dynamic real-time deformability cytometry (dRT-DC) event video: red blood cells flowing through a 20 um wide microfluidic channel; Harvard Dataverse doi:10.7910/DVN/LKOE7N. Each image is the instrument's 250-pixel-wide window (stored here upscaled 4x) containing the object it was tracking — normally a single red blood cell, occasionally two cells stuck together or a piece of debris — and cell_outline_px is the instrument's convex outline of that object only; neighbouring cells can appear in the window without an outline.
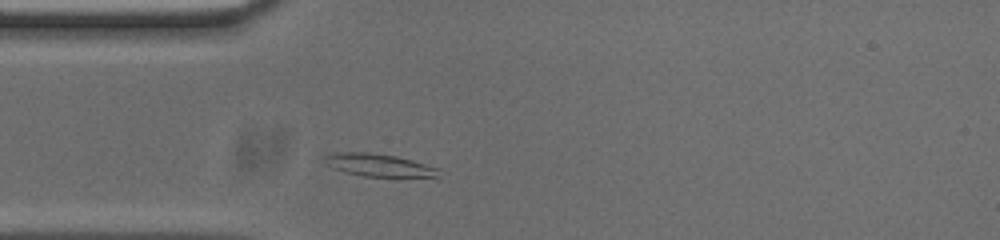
{"species": "common noctule bat (a hibernating species)", "species_latin": "Nyctalus noctula", "temperature_condition": "cold", "stored_images_in_passage": 36, "camera_frame_rate_fps": 3000, "um_per_image_px": 0.085, "animal": {"sex": "male", "body_mass_g": 20.0, "forearm_length_mm": 53.3}, "frame": {"image": 1, "passage_image": 5, "time_ms": 1.333, "image_size_px": [1000, 240], "cell_outline_px": [[436, 176], [396, 180], [364, 176], [344, 172], [332, 168], [320, 160], [320, 156], [336, 152], [368, 152], [396, 156], [412, 160], [436, 168]], "centroid_in_image_um": [32.11, 14.07], "position_along_channel_um": 52.9, "area_um2": 15.9}}
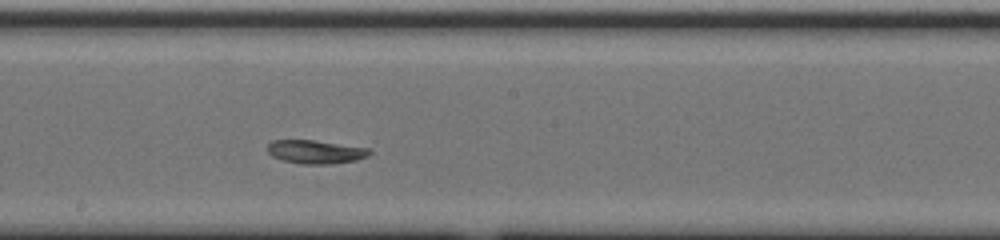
{"frame": {"image": 2, "passage_image": 19, "time_ms": 6.0, "image_size_px": [1000, 240], "cell_outline_px": [[372, 152], [368, 156], [356, 160], [328, 164], [304, 164], [280, 160], [272, 156], [264, 148], [272, 140], [312, 140], [368, 148]], "centroid_in_image_um": [26.76, 12.91], "position_along_channel_um": 221.4, "area_um2": 13.99}}
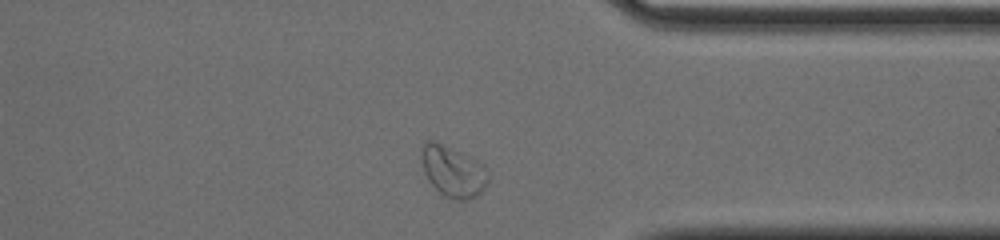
{"frame": {"image": 3, "passage_image": 32, "time_ms": 10.333, "image_size_px": [1000, 240], "cell_outline_px": [[488, 180], [484, 188], [476, 196], [468, 200], [456, 200], [444, 196], [428, 180], [424, 172], [420, 160], [420, 152], [424, 144], [428, 140], [432, 140], [476, 160], [484, 164], [488, 176]], "centroid_in_image_um": [38.48, 14.59], "position_along_channel_um": 372.9, "area_um2": 19.59}, "authors_computed_cell_mechanics": {"area_um2": 14.5945, "velocity_mm_per_s": 3.6985, "shape_relaxation_time_tau1_ms": null, "shape_relaxation_time_tau2_ms": 3.6225, "deformation_change_tau1": null, "deformation_change_tau2": 0.08}}